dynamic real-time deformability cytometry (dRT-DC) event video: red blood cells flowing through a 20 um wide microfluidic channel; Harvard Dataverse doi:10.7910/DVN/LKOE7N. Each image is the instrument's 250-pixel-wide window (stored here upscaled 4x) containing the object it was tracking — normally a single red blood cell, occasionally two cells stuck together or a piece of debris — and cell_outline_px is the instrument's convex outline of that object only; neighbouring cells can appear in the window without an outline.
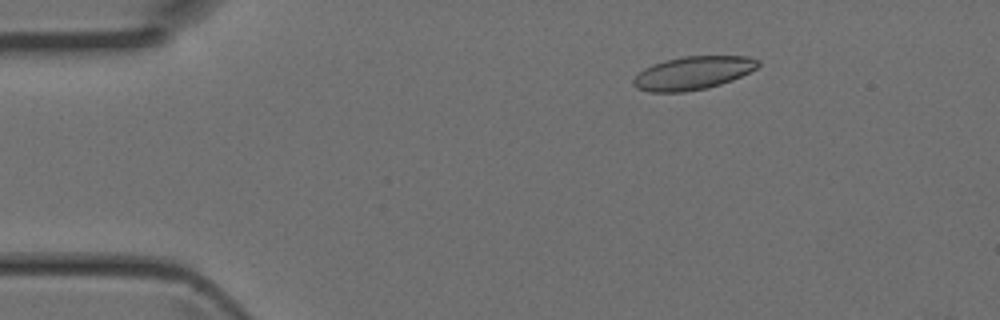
{"species": "Egyptian fruit bat (a non-hibernating species)", "species_latin": "Rousettus aegyptiacus", "temperature_condition": "room temperature", "stored_images_in_passage": 4, "camera_frame_rate_fps": 3000, "um_per_image_px": 0.085, "animal": {"sex": "female"}, "frame": {"image": 1, "passage_image": 2, "time_ms": 0.333, "image_size_px": [1000, 320], "cell_outline_px": [[760, 64], [756, 68], [732, 80], [708, 88], [684, 92], [648, 92], [636, 88], [632, 84], [632, 80], [644, 68], [652, 64], [684, 56], [748, 56], [760, 60]], "centroid_in_image_um": [58.89, 6.21], "position_along_channel_um": 26.1, "area_um2": 24.1}}